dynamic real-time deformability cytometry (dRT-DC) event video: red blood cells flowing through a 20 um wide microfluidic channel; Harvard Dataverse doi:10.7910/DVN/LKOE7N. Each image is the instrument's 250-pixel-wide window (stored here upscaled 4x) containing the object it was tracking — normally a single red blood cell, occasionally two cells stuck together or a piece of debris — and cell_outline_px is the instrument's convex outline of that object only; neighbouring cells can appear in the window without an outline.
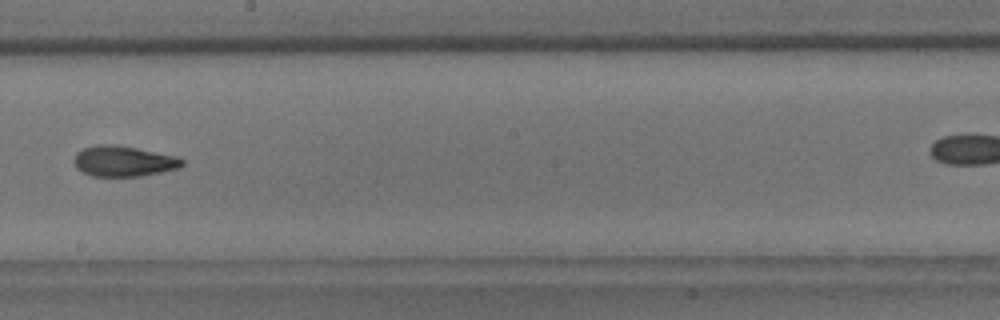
{"species": "common noctule bat (a hibernating species)", "species_latin": "Nyctalus noctula", "temperature_condition": "room temperature", "stored_images_in_passage": 9, "segment_of_instrument_passage": [1, 2], "camera_frame_rate_fps": 3000, "um_per_image_px": 0.085, "animal": {"sex": "male", "body_mass_g": 18.8}, "frame": {"image": 1, "passage_image": 8, "time_ms": 8.0, "image_size_px": [1000, 320], "cell_outline_px": [[184, 164], [180, 168], [140, 176], [92, 176], [76, 168], [72, 160], [76, 152], [84, 148], [100, 144], [116, 144], [176, 156], [184, 160]], "centroid_in_image_um": [10.48, 13.7], "position_along_channel_um": 237.7, "area_um2": 19.31}}